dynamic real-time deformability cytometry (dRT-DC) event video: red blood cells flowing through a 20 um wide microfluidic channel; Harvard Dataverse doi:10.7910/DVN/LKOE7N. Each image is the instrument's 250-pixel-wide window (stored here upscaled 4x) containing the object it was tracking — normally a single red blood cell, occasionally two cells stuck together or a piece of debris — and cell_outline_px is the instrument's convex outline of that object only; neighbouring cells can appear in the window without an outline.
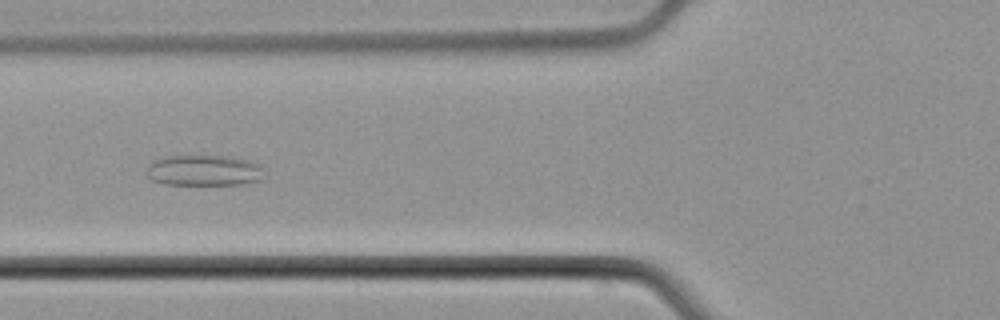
{"species": "common noctule bat (a hibernating species)", "species_latin": "Nyctalus noctula", "temperature_condition": "cold", "stored_images_in_passage": 7, "camera_frame_rate_fps": 3000, "um_per_image_px": 0.085, "animal": {"sex": "male", "body_mass_g": 21.5, "forearm_length_mm": 52.0}, "frame": {"image": 1, "passage_image": 5, "time_ms": 6.0, "image_size_px": [1000, 320], "cell_outline_px": [[260, 180], [244, 184], [164, 184], [152, 180], [148, 176], [148, 164], [156, 160], [168, 156], [228, 156], [248, 160], [260, 164]], "centroid_in_image_um": [17.32, 14.48], "position_along_channel_um": 108.5, "area_um2": 20.75}}